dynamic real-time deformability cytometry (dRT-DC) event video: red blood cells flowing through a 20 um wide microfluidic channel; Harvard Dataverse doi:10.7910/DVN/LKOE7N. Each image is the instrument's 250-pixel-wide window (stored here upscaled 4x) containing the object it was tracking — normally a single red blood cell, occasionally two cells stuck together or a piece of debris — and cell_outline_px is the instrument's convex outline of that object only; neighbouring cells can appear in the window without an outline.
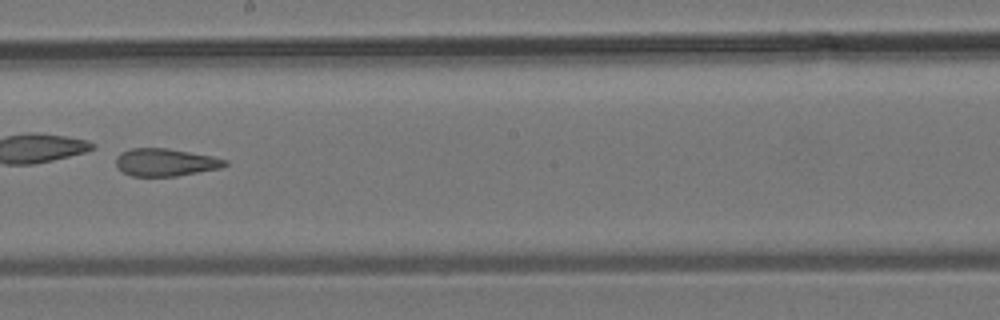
{"species": "common noctule bat (a hibernating species)", "species_latin": "Nyctalus noctula", "temperature_condition": "room temperature", "stored_images_in_passage": 41, "camera_frame_rate_fps": 3000, "um_per_image_px": 0.085, "animal": {"sex": "male", "body_mass_g": 19.2, "forearm_length_mm": 51.8}, "frame": {"image": 1, "passage_image": 24, "time_ms": 7.667, "image_size_px": [1000, 320], "cell_outline_px": [[228, 164], [220, 168], [176, 176], [132, 176], [124, 172], [116, 164], [116, 156], [120, 152], [132, 148], [164, 148], [212, 156], [228, 160]], "centroid_in_image_um": [14.06, 13.79], "position_along_channel_um": 234.1, "area_um2": 17.34}}